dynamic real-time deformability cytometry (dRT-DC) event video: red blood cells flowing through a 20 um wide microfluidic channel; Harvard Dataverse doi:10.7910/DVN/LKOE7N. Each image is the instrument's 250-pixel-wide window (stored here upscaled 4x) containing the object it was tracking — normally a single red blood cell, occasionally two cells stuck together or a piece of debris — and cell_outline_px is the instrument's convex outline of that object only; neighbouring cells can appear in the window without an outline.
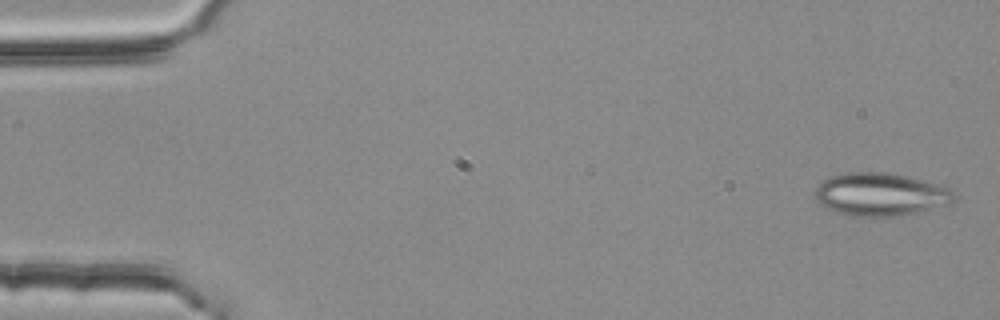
{"species": "common noctule bat (a hibernating species)", "species_latin": "Nyctalus noctula", "temperature_condition": "room temperature", "stored_images_in_passage": 4, "camera_frame_rate_fps": 3000, "um_per_image_px": 0.085, "animal": {"sex": "female", "body_mass_g": 25.1}, "frame": {"image": 1, "passage_image": 1, "time_ms": 0.0, "image_size_px": [1000, 320], "cell_outline_px": [[956, 200], [948, 204], [900, 216], [848, 216], [836, 212], [820, 204], [816, 196], [816, 188], [824, 180], [832, 176], [848, 172], [884, 172], [908, 176], [952, 188], [956, 196]], "centroid_in_image_um": [74.88, 16.52], "position_along_channel_um": 10.1, "area_um2": 34.68}}